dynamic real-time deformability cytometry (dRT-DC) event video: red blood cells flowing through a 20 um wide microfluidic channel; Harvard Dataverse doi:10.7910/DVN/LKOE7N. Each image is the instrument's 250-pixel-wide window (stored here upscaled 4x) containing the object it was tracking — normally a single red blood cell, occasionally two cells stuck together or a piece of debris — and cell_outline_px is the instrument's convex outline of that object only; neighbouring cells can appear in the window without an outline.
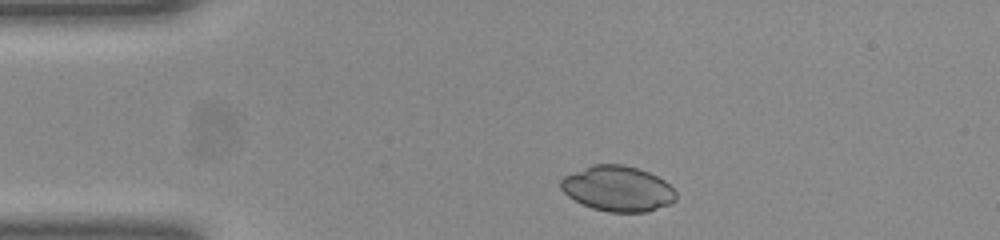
{"species": "common noctule bat (a hibernating species)", "species_latin": "Nyctalus noctula", "temperature_condition": "room temperature", "stored_images_in_passage": 33, "camera_frame_rate_fps": 3000, "um_per_image_px": 0.085, "animal": {"sex": "female", "body_mass_g": 23.0, "forearm_length_mm": 53.4}, "frame": {"image": 1, "passage_image": 1, "time_ms": 0.0, "image_size_px": [1000, 240], "cell_outline_px": [[676, 200], [668, 204], [648, 212], [608, 212], [592, 208], [568, 196], [560, 188], [560, 180], [564, 176], [592, 164], [624, 164], [648, 172], [664, 180], [676, 192]], "centroid_in_image_um": [52.5, 16.03], "position_along_channel_um": 32.5, "area_um2": 30.35}}
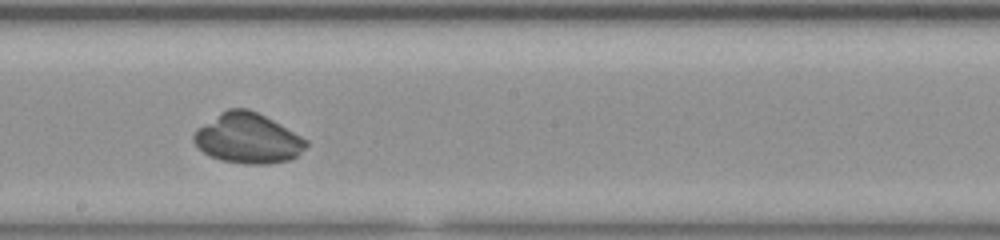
{"frame": {"image": 2, "passage_image": 19, "time_ms": 6.0, "image_size_px": [1000, 240], "cell_outline_px": [[308, 144], [296, 156], [288, 160], [264, 164], [244, 164], [220, 160], [208, 156], [192, 140], [192, 136], [196, 128], [220, 112], [228, 108], [248, 108], [272, 120], [308, 140]], "centroid_in_image_um": [21.01, 11.76], "position_along_channel_um": 227.2, "area_um2": 32.66}}
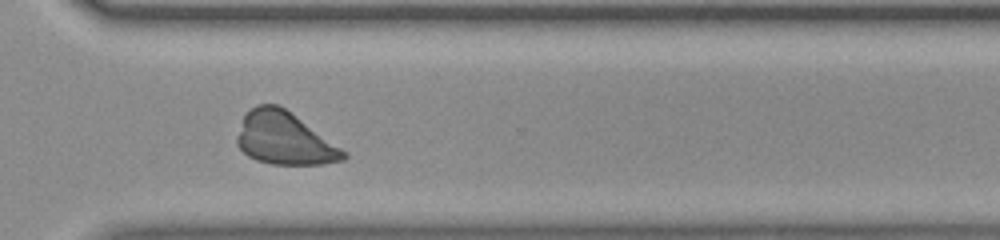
{"frame": {"image": 3, "passage_image": 28, "time_ms": 9.0, "image_size_px": [1000, 240], "cell_outline_px": [[348, 156], [344, 160], [320, 164], [272, 164], [256, 160], [248, 156], [236, 144], [236, 136], [244, 112], [256, 104], [280, 104], [348, 152]], "centroid_in_image_um": [24.15, 11.75], "position_along_channel_um": 346.4, "area_um2": 32.95}}